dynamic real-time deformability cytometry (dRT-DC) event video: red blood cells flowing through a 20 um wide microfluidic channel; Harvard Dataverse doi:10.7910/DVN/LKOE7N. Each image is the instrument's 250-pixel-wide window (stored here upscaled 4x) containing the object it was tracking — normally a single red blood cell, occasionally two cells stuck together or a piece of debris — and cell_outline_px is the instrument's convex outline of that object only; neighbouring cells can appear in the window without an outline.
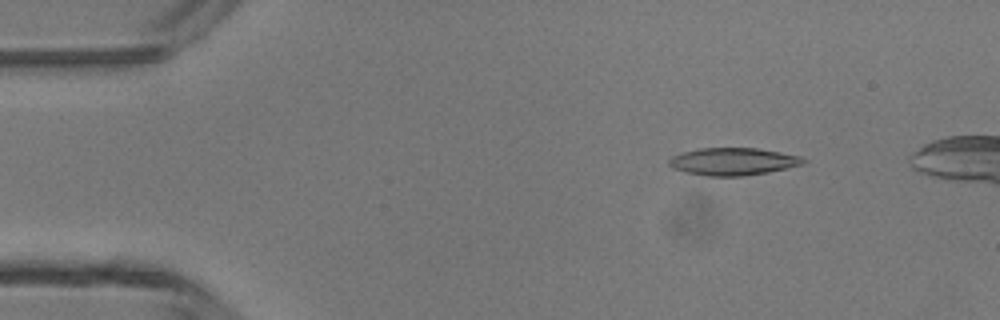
{"species": "common noctule bat (a hibernating species)", "species_latin": "Nyctalus noctula", "temperature_condition": "room temperature", "stored_images_in_passage": 4, "camera_frame_rate_fps": 3000, "um_per_image_px": 0.085, "animal": {"sex": "male", "body_mass_g": 13.3}, "frame": {"image": 1, "passage_image": 2, "time_ms": 1.0, "image_size_px": [1000, 320], "cell_outline_px": [[808, 160], [804, 164], [768, 172], [744, 176], [708, 176], [684, 172], [672, 168], [668, 164], [668, 160], [672, 156], [684, 152], [700, 148], [756, 148], [780, 152], [800, 156]], "centroid_in_image_um": [62.3, 13.73], "position_along_channel_um": 22.7, "area_um2": 21.5}}